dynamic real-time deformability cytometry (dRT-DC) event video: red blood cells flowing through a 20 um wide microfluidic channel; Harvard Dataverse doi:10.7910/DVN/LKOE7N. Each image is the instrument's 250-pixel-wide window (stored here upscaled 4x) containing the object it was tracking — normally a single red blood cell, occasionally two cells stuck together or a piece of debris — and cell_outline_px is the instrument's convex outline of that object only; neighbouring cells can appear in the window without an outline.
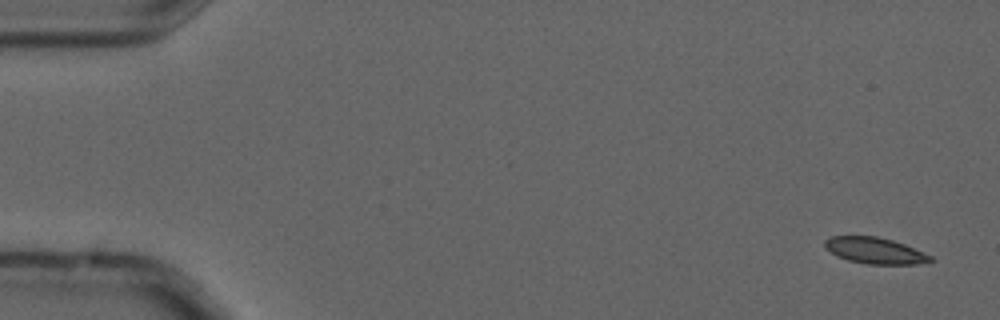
{"species": "common noctule bat (a hibernating species)", "species_latin": "Nyctalus noctula", "temperature_condition": "cold", "stored_images_in_passage": 4, "camera_frame_rate_fps": 3000, "um_per_image_px": 0.085, "animal": {"sex": "male", "forearm_length_mm": 52.5}, "frame": {"image": 1, "passage_image": 1, "time_ms": 0.0, "image_size_px": [1000, 320], "cell_outline_px": [[936, 260], [916, 264], [868, 264], [848, 260], [836, 256], [824, 248], [824, 240], [832, 236], [876, 236], [892, 240], [904, 244], [932, 256]], "centroid_in_image_um": [74.34, 21.3], "position_along_channel_um": 10.7, "area_um2": 16.18}}
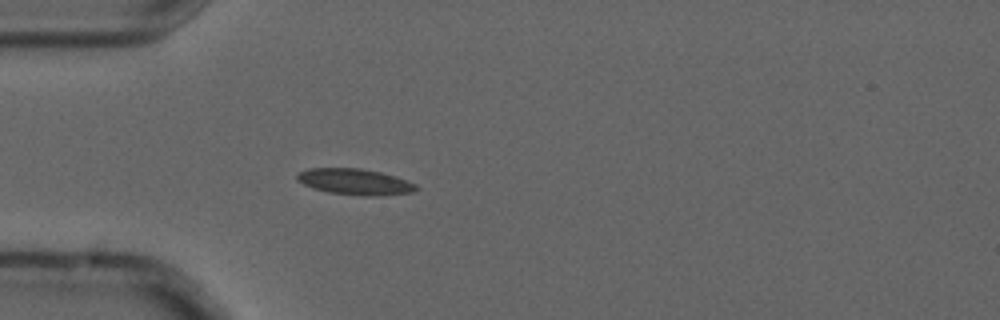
{"frame": {"image": 2, "passage_image": 4, "time_ms": 1.0, "image_size_px": [1000, 320], "cell_outline_px": [[420, 188], [412, 192], [380, 196], [368, 196], [328, 192], [312, 188], [296, 180], [296, 176], [300, 172], [308, 168], [360, 168], [380, 172], [396, 176], [416, 184]], "centroid_in_image_um": [30.18, 15.45], "position_along_channel_um": 54.8, "area_um2": 18.09}}